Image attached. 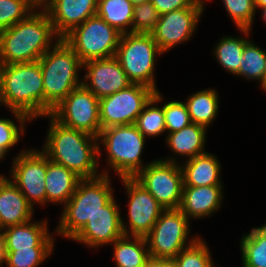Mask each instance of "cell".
Here are the masks:
<instances>
[{
    "mask_svg": "<svg viewBox=\"0 0 266 267\" xmlns=\"http://www.w3.org/2000/svg\"><path fill=\"white\" fill-rule=\"evenodd\" d=\"M49 119L48 130L42 151L48 159L63 165L82 179L102 175L98 163V138L62 125L50 114L41 117Z\"/></svg>",
    "mask_w": 266,
    "mask_h": 267,
    "instance_id": "cell-1",
    "label": "cell"
},
{
    "mask_svg": "<svg viewBox=\"0 0 266 267\" xmlns=\"http://www.w3.org/2000/svg\"><path fill=\"white\" fill-rule=\"evenodd\" d=\"M60 38L45 10L0 31V65L38 61Z\"/></svg>",
    "mask_w": 266,
    "mask_h": 267,
    "instance_id": "cell-2",
    "label": "cell"
},
{
    "mask_svg": "<svg viewBox=\"0 0 266 267\" xmlns=\"http://www.w3.org/2000/svg\"><path fill=\"white\" fill-rule=\"evenodd\" d=\"M0 105L27 115L44 117L43 75L39 61L0 65Z\"/></svg>",
    "mask_w": 266,
    "mask_h": 267,
    "instance_id": "cell-3",
    "label": "cell"
},
{
    "mask_svg": "<svg viewBox=\"0 0 266 267\" xmlns=\"http://www.w3.org/2000/svg\"><path fill=\"white\" fill-rule=\"evenodd\" d=\"M98 138V163L101 170L102 153L105 151L106 167L102 175L110 176L113 170L119 178H134L145 166L143 151L146 137L135 124L101 129ZM103 147V148H102ZM103 149V150H102ZM101 161V162H100Z\"/></svg>",
    "mask_w": 266,
    "mask_h": 267,
    "instance_id": "cell-4",
    "label": "cell"
},
{
    "mask_svg": "<svg viewBox=\"0 0 266 267\" xmlns=\"http://www.w3.org/2000/svg\"><path fill=\"white\" fill-rule=\"evenodd\" d=\"M38 61L43 75L46 116L72 90L82 85L83 63L63 39H59Z\"/></svg>",
    "mask_w": 266,
    "mask_h": 267,
    "instance_id": "cell-5",
    "label": "cell"
},
{
    "mask_svg": "<svg viewBox=\"0 0 266 267\" xmlns=\"http://www.w3.org/2000/svg\"><path fill=\"white\" fill-rule=\"evenodd\" d=\"M112 176L101 175L82 179L69 201L60 210V218L53 230L55 236L70 240L96 213L115 196Z\"/></svg>",
    "mask_w": 266,
    "mask_h": 267,
    "instance_id": "cell-6",
    "label": "cell"
},
{
    "mask_svg": "<svg viewBox=\"0 0 266 267\" xmlns=\"http://www.w3.org/2000/svg\"><path fill=\"white\" fill-rule=\"evenodd\" d=\"M161 55L151 33H126L120 36L115 57L132 83L158 91L155 68Z\"/></svg>",
    "mask_w": 266,
    "mask_h": 267,
    "instance_id": "cell-7",
    "label": "cell"
},
{
    "mask_svg": "<svg viewBox=\"0 0 266 267\" xmlns=\"http://www.w3.org/2000/svg\"><path fill=\"white\" fill-rule=\"evenodd\" d=\"M191 223L179 209H165L145 237L150 257L174 259L181 250L191 245L200 237L198 233L191 236Z\"/></svg>",
    "mask_w": 266,
    "mask_h": 267,
    "instance_id": "cell-8",
    "label": "cell"
},
{
    "mask_svg": "<svg viewBox=\"0 0 266 267\" xmlns=\"http://www.w3.org/2000/svg\"><path fill=\"white\" fill-rule=\"evenodd\" d=\"M121 34L97 15L74 28L63 40L82 63L116 55Z\"/></svg>",
    "mask_w": 266,
    "mask_h": 267,
    "instance_id": "cell-9",
    "label": "cell"
},
{
    "mask_svg": "<svg viewBox=\"0 0 266 267\" xmlns=\"http://www.w3.org/2000/svg\"><path fill=\"white\" fill-rule=\"evenodd\" d=\"M22 149L18 154L12 155L9 179L19 188L34 208L46 207L45 176L47 167V155L37 148Z\"/></svg>",
    "mask_w": 266,
    "mask_h": 267,
    "instance_id": "cell-10",
    "label": "cell"
},
{
    "mask_svg": "<svg viewBox=\"0 0 266 267\" xmlns=\"http://www.w3.org/2000/svg\"><path fill=\"white\" fill-rule=\"evenodd\" d=\"M134 179L165 209L179 208L183 191V176L179 163L151 160Z\"/></svg>",
    "mask_w": 266,
    "mask_h": 267,
    "instance_id": "cell-11",
    "label": "cell"
},
{
    "mask_svg": "<svg viewBox=\"0 0 266 267\" xmlns=\"http://www.w3.org/2000/svg\"><path fill=\"white\" fill-rule=\"evenodd\" d=\"M155 92L146 85L132 83L125 89L99 99L101 129L135 124Z\"/></svg>",
    "mask_w": 266,
    "mask_h": 267,
    "instance_id": "cell-12",
    "label": "cell"
},
{
    "mask_svg": "<svg viewBox=\"0 0 266 267\" xmlns=\"http://www.w3.org/2000/svg\"><path fill=\"white\" fill-rule=\"evenodd\" d=\"M127 196V220L121 217L124 235L146 237L165 210L134 178H119Z\"/></svg>",
    "mask_w": 266,
    "mask_h": 267,
    "instance_id": "cell-13",
    "label": "cell"
},
{
    "mask_svg": "<svg viewBox=\"0 0 266 267\" xmlns=\"http://www.w3.org/2000/svg\"><path fill=\"white\" fill-rule=\"evenodd\" d=\"M50 115L64 126L95 137L101 132L99 99L83 85L72 90Z\"/></svg>",
    "mask_w": 266,
    "mask_h": 267,
    "instance_id": "cell-14",
    "label": "cell"
},
{
    "mask_svg": "<svg viewBox=\"0 0 266 267\" xmlns=\"http://www.w3.org/2000/svg\"><path fill=\"white\" fill-rule=\"evenodd\" d=\"M205 7V0H197L191 7L160 15L151 34L164 54L191 41L197 32L202 14L206 11Z\"/></svg>",
    "mask_w": 266,
    "mask_h": 267,
    "instance_id": "cell-15",
    "label": "cell"
},
{
    "mask_svg": "<svg viewBox=\"0 0 266 267\" xmlns=\"http://www.w3.org/2000/svg\"><path fill=\"white\" fill-rule=\"evenodd\" d=\"M114 197L102 210L96 213L87 223L70 239L72 242L82 244L84 247L100 249L110 245L124 235L121 221L120 204Z\"/></svg>",
    "mask_w": 266,
    "mask_h": 267,
    "instance_id": "cell-16",
    "label": "cell"
},
{
    "mask_svg": "<svg viewBox=\"0 0 266 267\" xmlns=\"http://www.w3.org/2000/svg\"><path fill=\"white\" fill-rule=\"evenodd\" d=\"M82 85L98 99L127 88L132 82L114 57L83 63Z\"/></svg>",
    "mask_w": 266,
    "mask_h": 267,
    "instance_id": "cell-17",
    "label": "cell"
},
{
    "mask_svg": "<svg viewBox=\"0 0 266 267\" xmlns=\"http://www.w3.org/2000/svg\"><path fill=\"white\" fill-rule=\"evenodd\" d=\"M98 0H52L44 9L56 35L63 39L74 28L96 15Z\"/></svg>",
    "mask_w": 266,
    "mask_h": 267,
    "instance_id": "cell-18",
    "label": "cell"
},
{
    "mask_svg": "<svg viewBox=\"0 0 266 267\" xmlns=\"http://www.w3.org/2000/svg\"><path fill=\"white\" fill-rule=\"evenodd\" d=\"M224 186H183L179 210L192 222L209 218L221 210Z\"/></svg>",
    "mask_w": 266,
    "mask_h": 267,
    "instance_id": "cell-19",
    "label": "cell"
},
{
    "mask_svg": "<svg viewBox=\"0 0 266 267\" xmlns=\"http://www.w3.org/2000/svg\"><path fill=\"white\" fill-rule=\"evenodd\" d=\"M48 223L47 217L38 221L33 218L24 224L3 228V250L55 247V232H50Z\"/></svg>",
    "mask_w": 266,
    "mask_h": 267,
    "instance_id": "cell-20",
    "label": "cell"
},
{
    "mask_svg": "<svg viewBox=\"0 0 266 267\" xmlns=\"http://www.w3.org/2000/svg\"><path fill=\"white\" fill-rule=\"evenodd\" d=\"M207 132L208 129L206 127L190 123L179 131L165 134L164 143L169 147L170 155H172L165 158L160 157V159L181 164L180 157L182 159L185 158L184 160L186 161L207 152L205 148L207 146Z\"/></svg>",
    "mask_w": 266,
    "mask_h": 267,
    "instance_id": "cell-21",
    "label": "cell"
},
{
    "mask_svg": "<svg viewBox=\"0 0 266 267\" xmlns=\"http://www.w3.org/2000/svg\"><path fill=\"white\" fill-rule=\"evenodd\" d=\"M35 215V209L27 202L19 188L8 178L0 174V221L3 228L29 222Z\"/></svg>",
    "mask_w": 266,
    "mask_h": 267,
    "instance_id": "cell-22",
    "label": "cell"
},
{
    "mask_svg": "<svg viewBox=\"0 0 266 267\" xmlns=\"http://www.w3.org/2000/svg\"><path fill=\"white\" fill-rule=\"evenodd\" d=\"M184 162V163H183ZM222 164L210 151L182 161L183 186L223 185Z\"/></svg>",
    "mask_w": 266,
    "mask_h": 267,
    "instance_id": "cell-23",
    "label": "cell"
},
{
    "mask_svg": "<svg viewBox=\"0 0 266 267\" xmlns=\"http://www.w3.org/2000/svg\"><path fill=\"white\" fill-rule=\"evenodd\" d=\"M82 180L76 173L63 165L57 164L47 157L45 176L46 206L61 205L62 208L72 197Z\"/></svg>",
    "mask_w": 266,
    "mask_h": 267,
    "instance_id": "cell-24",
    "label": "cell"
},
{
    "mask_svg": "<svg viewBox=\"0 0 266 267\" xmlns=\"http://www.w3.org/2000/svg\"><path fill=\"white\" fill-rule=\"evenodd\" d=\"M183 101L188 109L191 123L209 129L213 125L214 120H217L220 109V97L215 87L190 93Z\"/></svg>",
    "mask_w": 266,
    "mask_h": 267,
    "instance_id": "cell-25",
    "label": "cell"
},
{
    "mask_svg": "<svg viewBox=\"0 0 266 267\" xmlns=\"http://www.w3.org/2000/svg\"><path fill=\"white\" fill-rule=\"evenodd\" d=\"M241 32L240 36L222 35L219 41L214 44L213 54L217 63L228 74L234 76L240 67L241 57L245 44L251 39V30L238 29Z\"/></svg>",
    "mask_w": 266,
    "mask_h": 267,
    "instance_id": "cell-26",
    "label": "cell"
},
{
    "mask_svg": "<svg viewBox=\"0 0 266 267\" xmlns=\"http://www.w3.org/2000/svg\"><path fill=\"white\" fill-rule=\"evenodd\" d=\"M110 246L115 267H144L150 258L145 237L123 235Z\"/></svg>",
    "mask_w": 266,
    "mask_h": 267,
    "instance_id": "cell-27",
    "label": "cell"
},
{
    "mask_svg": "<svg viewBox=\"0 0 266 267\" xmlns=\"http://www.w3.org/2000/svg\"><path fill=\"white\" fill-rule=\"evenodd\" d=\"M266 49L260 48L253 40L244 47L239 71L234 75L249 81H258L259 87L265 93Z\"/></svg>",
    "mask_w": 266,
    "mask_h": 267,
    "instance_id": "cell-28",
    "label": "cell"
},
{
    "mask_svg": "<svg viewBox=\"0 0 266 267\" xmlns=\"http://www.w3.org/2000/svg\"><path fill=\"white\" fill-rule=\"evenodd\" d=\"M240 257L242 267H266V223L252 227L241 235Z\"/></svg>",
    "mask_w": 266,
    "mask_h": 267,
    "instance_id": "cell-29",
    "label": "cell"
},
{
    "mask_svg": "<svg viewBox=\"0 0 266 267\" xmlns=\"http://www.w3.org/2000/svg\"><path fill=\"white\" fill-rule=\"evenodd\" d=\"M134 5L130 0H98L96 15L120 34L132 33Z\"/></svg>",
    "mask_w": 266,
    "mask_h": 267,
    "instance_id": "cell-30",
    "label": "cell"
},
{
    "mask_svg": "<svg viewBox=\"0 0 266 267\" xmlns=\"http://www.w3.org/2000/svg\"><path fill=\"white\" fill-rule=\"evenodd\" d=\"M135 125L138 130L149 139L166 133L162 93L160 90L156 91L154 96L145 105L138 115Z\"/></svg>",
    "mask_w": 266,
    "mask_h": 267,
    "instance_id": "cell-31",
    "label": "cell"
},
{
    "mask_svg": "<svg viewBox=\"0 0 266 267\" xmlns=\"http://www.w3.org/2000/svg\"><path fill=\"white\" fill-rule=\"evenodd\" d=\"M12 114L13 119L7 117H0V149L7 155L10 150L17 146L21 142L22 138L26 132L27 123L32 124V120L25 114L9 110Z\"/></svg>",
    "mask_w": 266,
    "mask_h": 267,
    "instance_id": "cell-32",
    "label": "cell"
},
{
    "mask_svg": "<svg viewBox=\"0 0 266 267\" xmlns=\"http://www.w3.org/2000/svg\"><path fill=\"white\" fill-rule=\"evenodd\" d=\"M54 247L3 250L2 267H40L53 255Z\"/></svg>",
    "mask_w": 266,
    "mask_h": 267,
    "instance_id": "cell-33",
    "label": "cell"
},
{
    "mask_svg": "<svg viewBox=\"0 0 266 267\" xmlns=\"http://www.w3.org/2000/svg\"><path fill=\"white\" fill-rule=\"evenodd\" d=\"M208 246L207 241L200 236L191 245L181 250L173 260L177 267H217Z\"/></svg>",
    "mask_w": 266,
    "mask_h": 267,
    "instance_id": "cell-34",
    "label": "cell"
},
{
    "mask_svg": "<svg viewBox=\"0 0 266 267\" xmlns=\"http://www.w3.org/2000/svg\"><path fill=\"white\" fill-rule=\"evenodd\" d=\"M235 28L253 30L257 9L255 0H221Z\"/></svg>",
    "mask_w": 266,
    "mask_h": 267,
    "instance_id": "cell-35",
    "label": "cell"
},
{
    "mask_svg": "<svg viewBox=\"0 0 266 267\" xmlns=\"http://www.w3.org/2000/svg\"><path fill=\"white\" fill-rule=\"evenodd\" d=\"M35 10L27 0H0V31L24 20Z\"/></svg>",
    "mask_w": 266,
    "mask_h": 267,
    "instance_id": "cell-36",
    "label": "cell"
},
{
    "mask_svg": "<svg viewBox=\"0 0 266 267\" xmlns=\"http://www.w3.org/2000/svg\"><path fill=\"white\" fill-rule=\"evenodd\" d=\"M162 94L163 112L165 116L166 134L179 131L191 123L186 104L182 100L166 101ZM164 101V102H163ZM166 101V102H165Z\"/></svg>",
    "mask_w": 266,
    "mask_h": 267,
    "instance_id": "cell-37",
    "label": "cell"
},
{
    "mask_svg": "<svg viewBox=\"0 0 266 267\" xmlns=\"http://www.w3.org/2000/svg\"><path fill=\"white\" fill-rule=\"evenodd\" d=\"M160 18V14L152 2L134 5L132 33H151Z\"/></svg>",
    "mask_w": 266,
    "mask_h": 267,
    "instance_id": "cell-38",
    "label": "cell"
},
{
    "mask_svg": "<svg viewBox=\"0 0 266 267\" xmlns=\"http://www.w3.org/2000/svg\"><path fill=\"white\" fill-rule=\"evenodd\" d=\"M197 0H151L160 15L191 7Z\"/></svg>",
    "mask_w": 266,
    "mask_h": 267,
    "instance_id": "cell-39",
    "label": "cell"
},
{
    "mask_svg": "<svg viewBox=\"0 0 266 267\" xmlns=\"http://www.w3.org/2000/svg\"><path fill=\"white\" fill-rule=\"evenodd\" d=\"M36 10H44L52 0H27Z\"/></svg>",
    "mask_w": 266,
    "mask_h": 267,
    "instance_id": "cell-40",
    "label": "cell"
},
{
    "mask_svg": "<svg viewBox=\"0 0 266 267\" xmlns=\"http://www.w3.org/2000/svg\"><path fill=\"white\" fill-rule=\"evenodd\" d=\"M144 267H163V259L149 258Z\"/></svg>",
    "mask_w": 266,
    "mask_h": 267,
    "instance_id": "cell-41",
    "label": "cell"
},
{
    "mask_svg": "<svg viewBox=\"0 0 266 267\" xmlns=\"http://www.w3.org/2000/svg\"><path fill=\"white\" fill-rule=\"evenodd\" d=\"M257 11H260V19L262 20L263 23H265L266 26V7H256Z\"/></svg>",
    "mask_w": 266,
    "mask_h": 267,
    "instance_id": "cell-42",
    "label": "cell"
},
{
    "mask_svg": "<svg viewBox=\"0 0 266 267\" xmlns=\"http://www.w3.org/2000/svg\"><path fill=\"white\" fill-rule=\"evenodd\" d=\"M163 267H177L173 259H163Z\"/></svg>",
    "mask_w": 266,
    "mask_h": 267,
    "instance_id": "cell-43",
    "label": "cell"
},
{
    "mask_svg": "<svg viewBox=\"0 0 266 267\" xmlns=\"http://www.w3.org/2000/svg\"><path fill=\"white\" fill-rule=\"evenodd\" d=\"M256 7H266V0H255Z\"/></svg>",
    "mask_w": 266,
    "mask_h": 267,
    "instance_id": "cell-44",
    "label": "cell"
},
{
    "mask_svg": "<svg viewBox=\"0 0 266 267\" xmlns=\"http://www.w3.org/2000/svg\"><path fill=\"white\" fill-rule=\"evenodd\" d=\"M0 256H3V234L0 231Z\"/></svg>",
    "mask_w": 266,
    "mask_h": 267,
    "instance_id": "cell-45",
    "label": "cell"
},
{
    "mask_svg": "<svg viewBox=\"0 0 266 267\" xmlns=\"http://www.w3.org/2000/svg\"><path fill=\"white\" fill-rule=\"evenodd\" d=\"M130 1H131V3L133 5H139V4H143V3L149 2L151 0H130Z\"/></svg>",
    "mask_w": 266,
    "mask_h": 267,
    "instance_id": "cell-46",
    "label": "cell"
},
{
    "mask_svg": "<svg viewBox=\"0 0 266 267\" xmlns=\"http://www.w3.org/2000/svg\"><path fill=\"white\" fill-rule=\"evenodd\" d=\"M6 156H8V155H6V154L0 149V163L2 162V160H3L4 158H6Z\"/></svg>",
    "mask_w": 266,
    "mask_h": 267,
    "instance_id": "cell-47",
    "label": "cell"
},
{
    "mask_svg": "<svg viewBox=\"0 0 266 267\" xmlns=\"http://www.w3.org/2000/svg\"><path fill=\"white\" fill-rule=\"evenodd\" d=\"M2 259H3V256H0V267H2Z\"/></svg>",
    "mask_w": 266,
    "mask_h": 267,
    "instance_id": "cell-48",
    "label": "cell"
},
{
    "mask_svg": "<svg viewBox=\"0 0 266 267\" xmlns=\"http://www.w3.org/2000/svg\"><path fill=\"white\" fill-rule=\"evenodd\" d=\"M265 93H266V69H265Z\"/></svg>",
    "mask_w": 266,
    "mask_h": 267,
    "instance_id": "cell-49",
    "label": "cell"
}]
</instances>
